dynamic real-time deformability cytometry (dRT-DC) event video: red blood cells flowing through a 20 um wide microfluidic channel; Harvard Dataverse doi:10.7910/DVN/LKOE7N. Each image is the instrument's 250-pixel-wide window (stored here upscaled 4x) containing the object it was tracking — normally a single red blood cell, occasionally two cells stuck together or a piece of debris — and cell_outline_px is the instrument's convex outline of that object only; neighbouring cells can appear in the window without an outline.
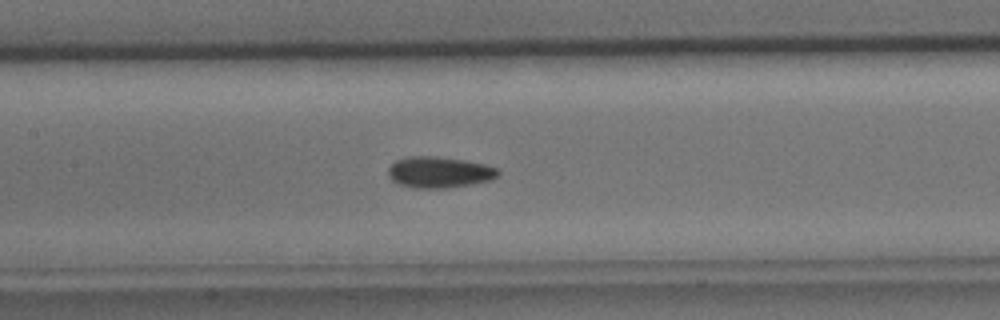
{"species": "common noctule bat (a hibernating species)", "species_latin": "Nyctalus noctula", "temperature_condition": "cold", "stored_images_in_passage": 35, "segment_of_instrument_passage": [1, 2], "camera_frame_rate_fps": 3000, "um_per_image_px": 0.085, "animal": {"sex": "male", "body_mass_g": 15.6}, "frame": {"image": 1, "passage_image": 9, "time_ms": 2.667, "image_size_px": [1000, 320], "cell_outline_px": [[500, 176], [492, 180], [472, 184], [444, 188], [416, 188], [396, 184], [392, 180], [388, 172], [388, 168], [396, 160], [408, 156], [436, 156], [464, 160], [484, 164], [496, 168], [500, 172]], "centroid_in_image_um": [37.34, 14.64], "position_along_channel_um": 170.1, "area_um2": 20.06}}
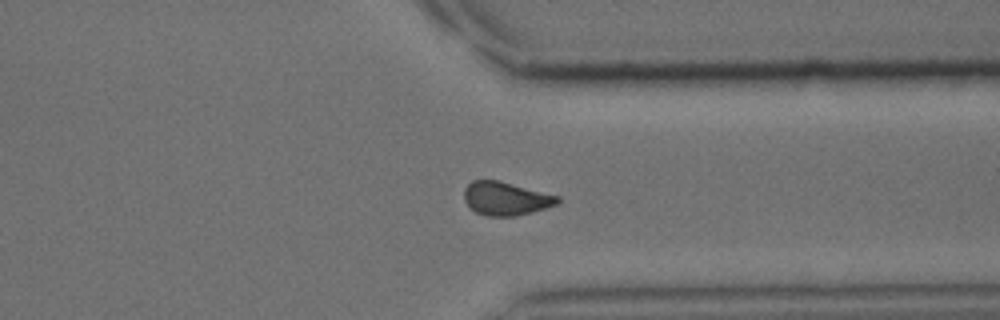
{"frame": {"image": 2, "passage_image": 23, "time_ms": 7.333, "image_size_px": [1000, 320], "cell_outline_px": [[560, 200], [556, 204], [532, 212], [516, 216], [488, 216], [476, 212], [468, 208], [464, 200], [464, 188], [472, 180], [496, 180], [560, 196]], "centroid_in_image_um": [42.95, 16.88], "position_along_channel_um": 368.5, "area_um2": 18.15}}
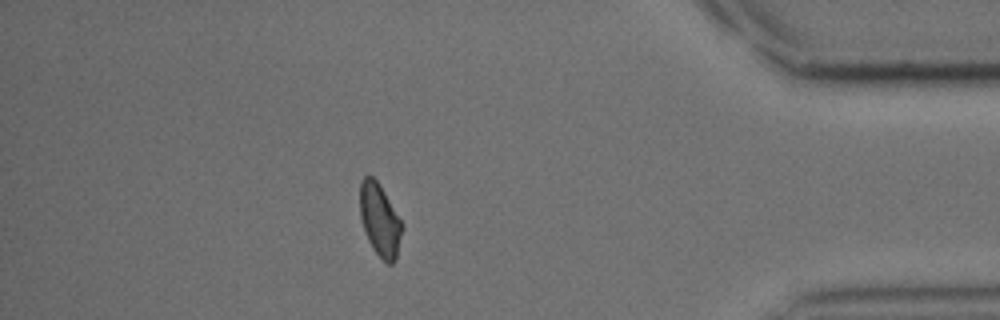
{"frame": {"image": 3, "passage_image": 28, "time_ms": 9.0, "image_size_px": [1000, 320], "cell_outline_px": [[404, 228], [396, 260], [392, 264], [388, 264], [372, 248], [364, 232], [360, 216], [360, 180], [364, 176], [372, 176], [380, 184], [400, 220]], "centroid_in_image_um": [32.28, 18.71], "position_along_channel_um": 402.9, "area_um2": 17.86}}